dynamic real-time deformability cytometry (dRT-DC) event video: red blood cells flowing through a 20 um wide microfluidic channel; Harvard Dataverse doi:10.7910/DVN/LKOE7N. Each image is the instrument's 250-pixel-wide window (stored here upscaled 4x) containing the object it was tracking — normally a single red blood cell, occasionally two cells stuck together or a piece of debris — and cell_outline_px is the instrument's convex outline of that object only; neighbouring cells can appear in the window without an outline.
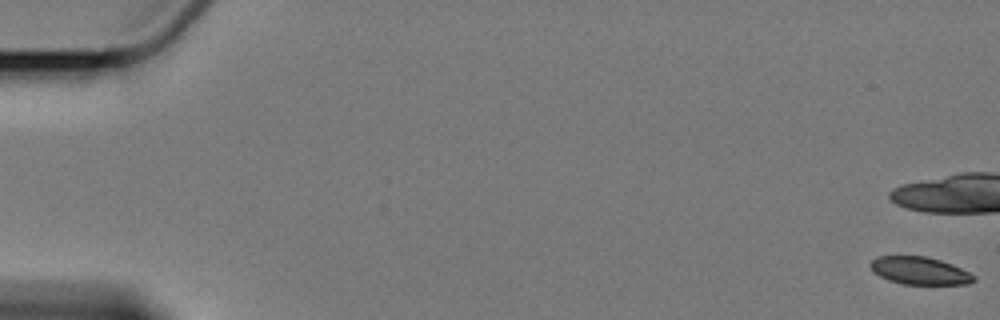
{"species": "Egyptian fruit bat (a non-hibernating species)", "species_latin": "Rousettus aegyptiacus", "temperature_condition": "cold", "stored_images_in_passage": 3, "camera_frame_rate_fps": 3000, "um_per_image_px": 0.085, "animal": {"sex": "female"}, "frame": {"image": 1, "passage_image": 1, "time_ms": 0.0, "image_size_px": [1000, 320], "cell_outline_px": [[976, 280], [968, 284], [904, 284], [888, 280], [880, 276], [868, 264], [876, 256], [924, 256], [940, 260], [952, 264], [976, 276]], "centroid_in_image_um": [78.18, 23.01], "position_along_channel_um": 6.8, "area_um2": 16.53}}